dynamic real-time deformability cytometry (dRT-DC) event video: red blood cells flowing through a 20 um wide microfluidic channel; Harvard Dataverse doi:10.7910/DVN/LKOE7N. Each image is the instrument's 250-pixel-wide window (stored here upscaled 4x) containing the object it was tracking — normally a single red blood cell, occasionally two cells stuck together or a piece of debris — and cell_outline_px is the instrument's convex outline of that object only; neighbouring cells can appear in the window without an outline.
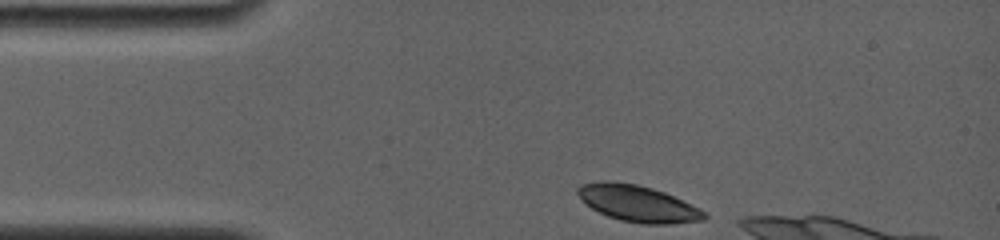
{"species": "common noctule bat (a hibernating species)", "species_latin": "Nyctalus noctula", "temperature_condition": "room temperature", "stored_images_in_passage": 3, "camera_frame_rate_fps": 4000, "um_per_image_px": 0.085, "animal": {"sex": "female", "body_mass_g": 19.0, "forearm_length_mm": 56.7}, "frame": {"image": 1, "passage_image": 1, "time_ms": 0.0, "image_size_px": [1000, 240], "cell_outline_px": [[708, 216], [704, 220], [672, 224], [644, 224], [620, 220], [608, 216], [592, 208], [576, 192], [576, 188], [580, 184], [604, 180], [608, 180], [636, 184], [652, 188], [664, 192], [700, 208]], "centroid_in_image_um": [54.23, 17.29], "position_along_channel_um": 30.8, "area_um2": 26.76}}